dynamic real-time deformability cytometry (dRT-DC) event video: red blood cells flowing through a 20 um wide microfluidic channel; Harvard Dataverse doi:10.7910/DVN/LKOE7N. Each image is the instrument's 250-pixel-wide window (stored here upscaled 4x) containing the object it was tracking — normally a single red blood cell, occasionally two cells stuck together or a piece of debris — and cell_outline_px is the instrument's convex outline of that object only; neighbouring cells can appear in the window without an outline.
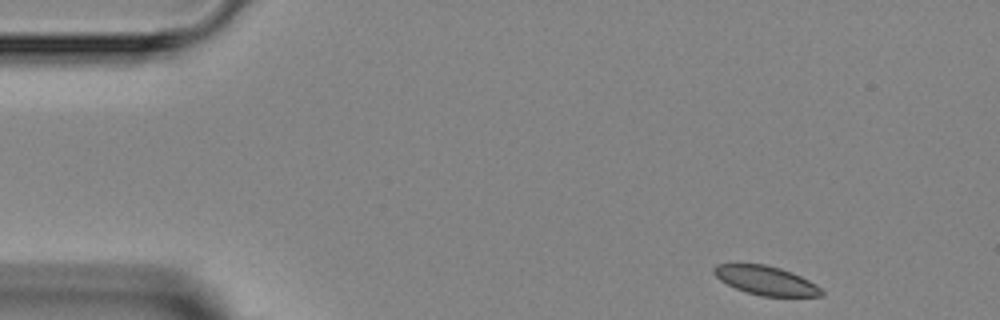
{"species": "Egyptian fruit bat (a non-hibernating species)", "species_latin": "Rousettus aegyptiacus", "temperature_condition": "room temperature", "stored_images_in_passage": 3, "camera_frame_rate_fps": 3000, "um_per_image_px": 0.085, "animal": {"sex": "female"}, "frame": {"image": 1, "passage_image": 1, "time_ms": 0.0, "image_size_px": [1000, 320], "cell_outline_px": [[824, 296], [760, 296], [736, 288], [720, 280], [712, 272], [712, 268], [716, 264], [764, 264], [780, 268], [792, 272], [816, 284], [824, 292]], "centroid_in_image_um": [65.1, 23.84], "position_along_channel_um": 19.9, "area_um2": 18.03}}